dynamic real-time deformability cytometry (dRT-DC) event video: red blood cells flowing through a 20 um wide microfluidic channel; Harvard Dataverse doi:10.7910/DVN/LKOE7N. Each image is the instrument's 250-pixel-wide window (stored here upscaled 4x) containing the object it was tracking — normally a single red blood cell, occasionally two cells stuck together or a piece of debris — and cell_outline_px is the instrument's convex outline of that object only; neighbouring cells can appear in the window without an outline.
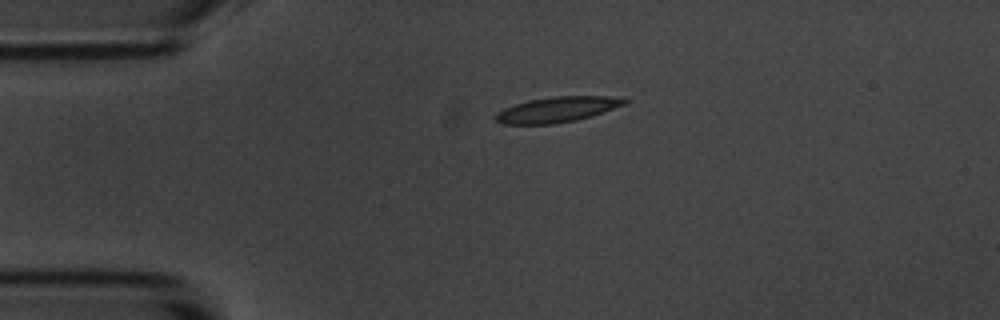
{"species": "common noctule bat (a hibernating species)", "species_latin": "Nyctalus noctula", "temperature_condition": "room temperature", "stored_images_in_passage": 45, "camera_frame_rate_fps": 3000, "um_per_image_px": 0.085, "animal": {"sex": "male", "body_mass_g": 20.1, "forearm_length_mm": 53.5}, "frame": {"image": 1, "passage_image": 1, "time_ms": 0.0, "image_size_px": [1000, 320], "cell_outline_px": [[632, 100], [628, 104], [576, 120], [552, 124], [504, 124], [496, 120], [492, 116], [496, 112], [504, 108], [528, 100], [556, 96], [624, 96]], "centroid_in_image_um": [47.43, 9.29], "position_along_channel_um": 37.6, "area_um2": 19.31}}
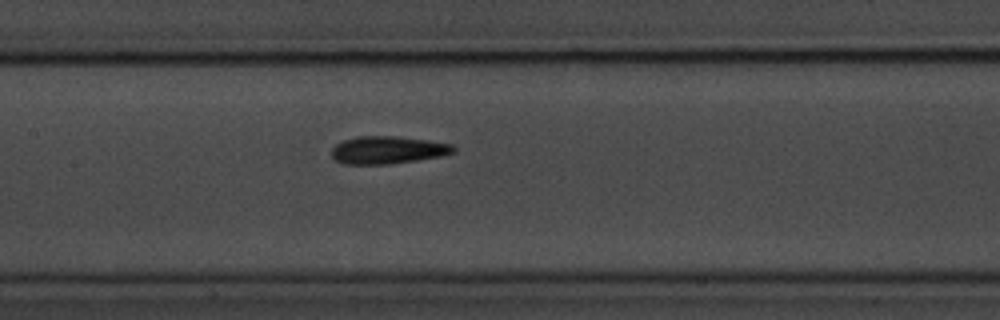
{"frame": {"image": 2, "passage_image": 15, "time_ms": 4.667, "image_size_px": [1000, 320], "cell_outline_px": [[456, 152], [444, 156], [388, 164], [344, 164], [336, 160], [332, 156], [332, 148], [336, 144], [344, 140], [356, 136], [396, 136], [428, 140], [452, 144], [456, 148]], "centroid_in_image_um": [32.99, 12.75], "position_along_channel_um": 174.4, "area_um2": 19.71}}
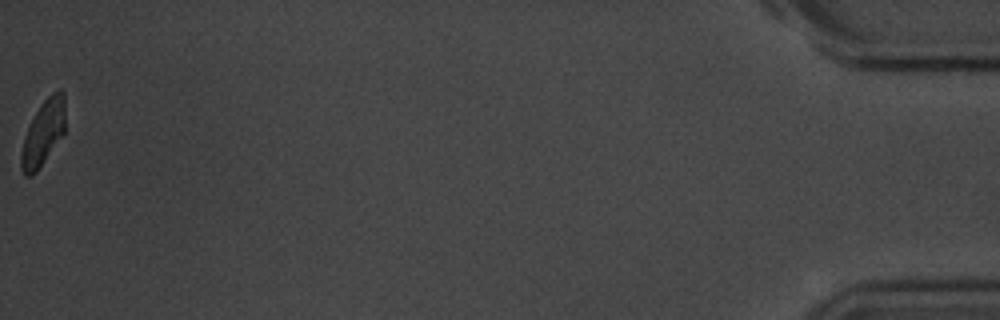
{"frame": {"image": 3, "passage_image": 45, "time_ms": 14.667, "image_size_px": [1000, 320], "cell_outline_px": [[64, 132], [36, 172], [32, 176], [24, 176], [20, 168], [20, 156], [24, 136], [40, 104], [52, 92], [60, 88], [64, 92]], "centroid_in_image_um": [3.65, 11.3], "position_along_channel_um": 431.5, "area_um2": 16.53}, "authors_computed_cell_mechanics": {"area_um2": 18.496, "velocity_mm_per_s": 3.5599, "shape_relaxation_time_tau1_ms": 3.0229, "shape_relaxation_time_tau2_ms": 2.6645, "deformation_change_tau1": 0.1186, "deformation_change_tau2": 0.079}}